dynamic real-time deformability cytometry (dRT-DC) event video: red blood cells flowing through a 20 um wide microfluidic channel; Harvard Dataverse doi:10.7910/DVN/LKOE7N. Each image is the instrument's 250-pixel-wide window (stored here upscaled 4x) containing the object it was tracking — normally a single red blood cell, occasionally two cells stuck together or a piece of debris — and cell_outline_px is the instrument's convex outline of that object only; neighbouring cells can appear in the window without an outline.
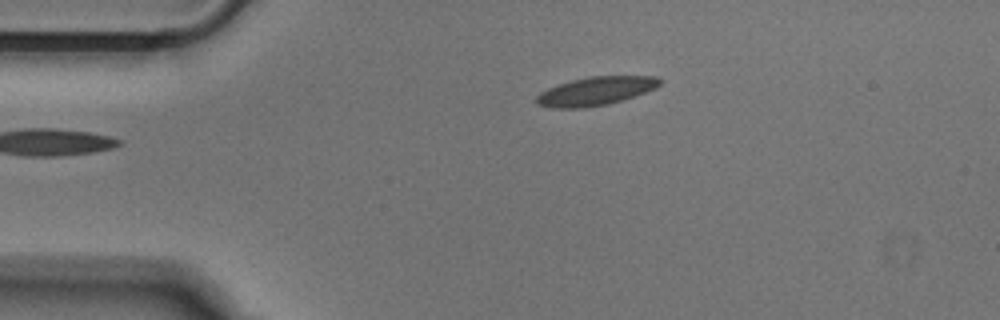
{"species": "Egyptian fruit bat (a non-hibernating species)", "species_latin": "Rousettus aegyptiacus", "temperature_condition": "cold", "stored_images_in_passage": 37, "camera_frame_rate_fps": 3000, "um_per_image_px": 0.085, "animal": {"sex": "male"}, "frame": {"image": 1, "passage_image": 1, "time_ms": 0.0, "image_size_px": [1000, 320], "cell_outline_px": [[664, 80], [656, 88], [608, 104], [580, 108], [556, 108], [536, 104], [536, 96], [540, 92], [548, 88], [572, 80], [588, 76], [660, 76]], "centroid_in_image_um": [50.65, 7.73], "position_along_channel_um": 34.4, "area_um2": 20.35}}
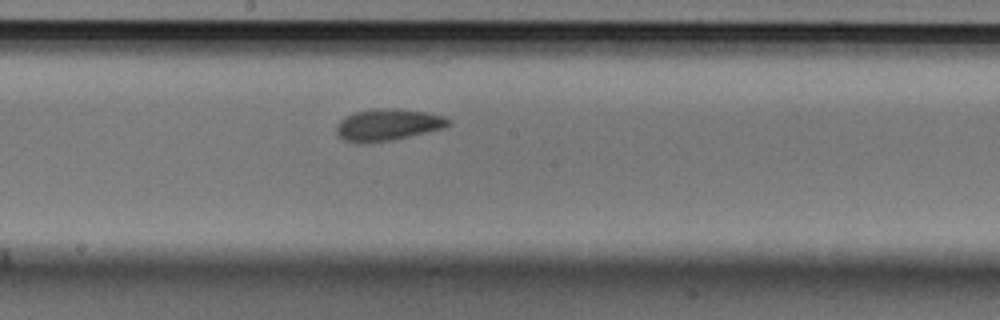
{"frame": {"image": 2, "passage_image": 18, "time_ms": 5.667, "image_size_px": [1000, 320], "cell_outline_px": [[452, 124], [444, 128], [408, 136], [388, 140], [356, 144], [344, 140], [336, 132], [336, 124], [340, 120], [356, 112], [376, 108], [396, 108], [424, 112], [444, 116], [452, 120]], "centroid_in_image_um": [32.97, 10.6], "position_along_channel_um": 215.2, "area_um2": 20.58}}
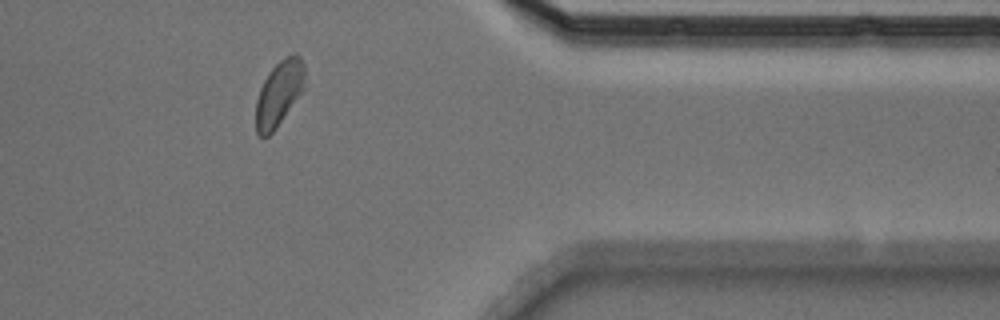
{"frame": {"image": 3, "passage_image": 33, "time_ms": 10.667, "image_size_px": [1000, 320], "cell_outline_px": [[308, 88], [276, 128], [268, 136], [260, 136], [256, 132], [256, 100], [260, 88], [264, 80], [272, 68], [284, 56], [292, 52], [296, 52], [300, 56], [304, 64], [308, 84]], "centroid_in_image_um": [23.81, 7.89], "position_along_channel_um": 387.6, "area_um2": 19.48}}